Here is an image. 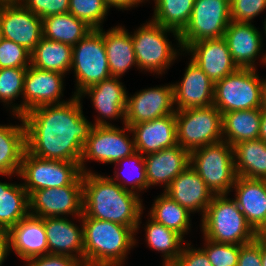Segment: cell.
<instances>
[{"label":"cell","mask_w":266,"mask_h":266,"mask_svg":"<svg viewBox=\"0 0 266 266\" xmlns=\"http://www.w3.org/2000/svg\"><path fill=\"white\" fill-rule=\"evenodd\" d=\"M80 96L61 104L36 107L22 118L26 150L43 159L80 162L93 124L82 114Z\"/></svg>","instance_id":"cell-1"},{"label":"cell","mask_w":266,"mask_h":266,"mask_svg":"<svg viewBox=\"0 0 266 266\" xmlns=\"http://www.w3.org/2000/svg\"><path fill=\"white\" fill-rule=\"evenodd\" d=\"M137 192L90 171L83 173V215L138 229L142 204Z\"/></svg>","instance_id":"cell-2"},{"label":"cell","mask_w":266,"mask_h":266,"mask_svg":"<svg viewBox=\"0 0 266 266\" xmlns=\"http://www.w3.org/2000/svg\"><path fill=\"white\" fill-rule=\"evenodd\" d=\"M85 266H121L135 245L134 232L125 225L95 218H81Z\"/></svg>","instance_id":"cell-3"},{"label":"cell","mask_w":266,"mask_h":266,"mask_svg":"<svg viewBox=\"0 0 266 266\" xmlns=\"http://www.w3.org/2000/svg\"><path fill=\"white\" fill-rule=\"evenodd\" d=\"M205 239L218 243L244 245L259 235L248 224L235 200L226 194L214 195L202 219Z\"/></svg>","instance_id":"cell-4"},{"label":"cell","mask_w":266,"mask_h":266,"mask_svg":"<svg viewBox=\"0 0 266 266\" xmlns=\"http://www.w3.org/2000/svg\"><path fill=\"white\" fill-rule=\"evenodd\" d=\"M190 166L214 195H227L238 177L233 147L223 140L191 151Z\"/></svg>","instance_id":"cell-5"},{"label":"cell","mask_w":266,"mask_h":266,"mask_svg":"<svg viewBox=\"0 0 266 266\" xmlns=\"http://www.w3.org/2000/svg\"><path fill=\"white\" fill-rule=\"evenodd\" d=\"M262 81V82H261ZM254 68H238L214 83L213 105L222 113L263 108V80Z\"/></svg>","instance_id":"cell-6"},{"label":"cell","mask_w":266,"mask_h":266,"mask_svg":"<svg viewBox=\"0 0 266 266\" xmlns=\"http://www.w3.org/2000/svg\"><path fill=\"white\" fill-rule=\"evenodd\" d=\"M19 176L27 182L23 187L30 196L34 191L66 185H83L80 162L49 160L25 150Z\"/></svg>","instance_id":"cell-7"},{"label":"cell","mask_w":266,"mask_h":266,"mask_svg":"<svg viewBox=\"0 0 266 266\" xmlns=\"http://www.w3.org/2000/svg\"><path fill=\"white\" fill-rule=\"evenodd\" d=\"M177 143L189 152L225 140L222 113L214 106L175 112Z\"/></svg>","instance_id":"cell-8"},{"label":"cell","mask_w":266,"mask_h":266,"mask_svg":"<svg viewBox=\"0 0 266 266\" xmlns=\"http://www.w3.org/2000/svg\"><path fill=\"white\" fill-rule=\"evenodd\" d=\"M77 80V93L111 76L103 40V30L93 29L72 50V64Z\"/></svg>","instance_id":"cell-9"},{"label":"cell","mask_w":266,"mask_h":266,"mask_svg":"<svg viewBox=\"0 0 266 266\" xmlns=\"http://www.w3.org/2000/svg\"><path fill=\"white\" fill-rule=\"evenodd\" d=\"M230 22V0H195L190 21L179 34V45L186 50L197 41L224 37Z\"/></svg>","instance_id":"cell-10"},{"label":"cell","mask_w":266,"mask_h":266,"mask_svg":"<svg viewBox=\"0 0 266 266\" xmlns=\"http://www.w3.org/2000/svg\"><path fill=\"white\" fill-rule=\"evenodd\" d=\"M126 128L120 129L112 126L98 118L93 126L89 138L84 143L80 168L85 173L84 160L91 159L103 163H119V160L126 158L136 152L134 138L130 141L125 135V130L131 128L124 124Z\"/></svg>","instance_id":"cell-11"},{"label":"cell","mask_w":266,"mask_h":266,"mask_svg":"<svg viewBox=\"0 0 266 266\" xmlns=\"http://www.w3.org/2000/svg\"><path fill=\"white\" fill-rule=\"evenodd\" d=\"M173 32L179 42V33L151 20L132 35L137 66L157 73L163 72L175 60L177 52L168 42L166 33Z\"/></svg>","instance_id":"cell-12"},{"label":"cell","mask_w":266,"mask_h":266,"mask_svg":"<svg viewBox=\"0 0 266 266\" xmlns=\"http://www.w3.org/2000/svg\"><path fill=\"white\" fill-rule=\"evenodd\" d=\"M63 77L64 74L30 65L24 77V101L21 105L14 106L12 112L16 116H23L39 106L64 103L59 102L63 90Z\"/></svg>","instance_id":"cell-13"},{"label":"cell","mask_w":266,"mask_h":266,"mask_svg":"<svg viewBox=\"0 0 266 266\" xmlns=\"http://www.w3.org/2000/svg\"><path fill=\"white\" fill-rule=\"evenodd\" d=\"M0 24L5 39L32 52L43 37L42 19L18 3L0 4Z\"/></svg>","instance_id":"cell-14"},{"label":"cell","mask_w":266,"mask_h":266,"mask_svg":"<svg viewBox=\"0 0 266 266\" xmlns=\"http://www.w3.org/2000/svg\"><path fill=\"white\" fill-rule=\"evenodd\" d=\"M29 215L45 218L63 214L83 215V185H66L34 191L29 196Z\"/></svg>","instance_id":"cell-15"},{"label":"cell","mask_w":266,"mask_h":266,"mask_svg":"<svg viewBox=\"0 0 266 266\" xmlns=\"http://www.w3.org/2000/svg\"><path fill=\"white\" fill-rule=\"evenodd\" d=\"M173 85L145 89L129 98L127 96L125 124L148 122L174 114Z\"/></svg>","instance_id":"cell-16"},{"label":"cell","mask_w":266,"mask_h":266,"mask_svg":"<svg viewBox=\"0 0 266 266\" xmlns=\"http://www.w3.org/2000/svg\"><path fill=\"white\" fill-rule=\"evenodd\" d=\"M192 52V61L213 83L234 73L238 66L233 62L224 37L197 41L186 51Z\"/></svg>","instance_id":"cell-17"},{"label":"cell","mask_w":266,"mask_h":266,"mask_svg":"<svg viewBox=\"0 0 266 266\" xmlns=\"http://www.w3.org/2000/svg\"><path fill=\"white\" fill-rule=\"evenodd\" d=\"M173 95L176 111L208 107L213 105L214 83L191 60L182 82L173 85Z\"/></svg>","instance_id":"cell-18"},{"label":"cell","mask_w":266,"mask_h":266,"mask_svg":"<svg viewBox=\"0 0 266 266\" xmlns=\"http://www.w3.org/2000/svg\"><path fill=\"white\" fill-rule=\"evenodd\" d=\"M232 188L248 224L261 236L266 231V180L238 176Z\"/></svg>","instance_id":"cell-19"},{"label":"cell","mask_w":266,"mask_h":266,"mask_svg":"<svg viewBox=\"0 0 266 266\" xmlns=\"http://www.w3.org/2000/svg\"><path fill=\"white\" fill-rule=\"evenodd\" d=\"M164 190L166 195L189 212L202 210V216L214 197L212 191L190 165Z\"/></svg>","instance_id":"cell-20"},{"label":"cell","mask_w":266,"mask_h":266,"mask_svg":"<svg viewBox=\"0 0 266 266\" xmlns=\"http://www.w3.org/2000/svg\"><path fill=\"white\" fill-rule=\"evenodd\" d=\"M126 125L134 133L136 151L142 155L158 152L177 144L175 113L148 122Z\"/></svg>","instance_id":"cell-21"},{"label":"cell","mask_w":266,"mask_h":266,"mask_svg":"<svg viewBox=\"0 0 266 266\" xmlns=\"http://www.w3.org/2000/svg\"><path fill=\"white\" fill-rule=\"evenodd\" d=\"M7 232L9 249L25 261L49 254L44 218L28 215Z\"/></svg>","instance_id":"cell-22"},{"label":"cell","mask_w":266,"mask_h":266,"mask_svg":"<svg viewBox=\"0 0 266 266\" xmlns=\"http://www.w3.org/2000/svg\"><path fill=\"white\" fill-rule=\"evenodd\" d=\"M148 187L165 183V189L170 183L190 165V152L178 143L158 152L144 156Z\"/></svg>","instance_id":"cell-23"},{"label":"cell","mask_w":266,"mask_h":266,"mask_svg":"<svg viewBox=\"0 0 266 266\" xmlns=\"http://www.w3.org/2000/svg\"><path fill=\"white\" fill-rule=\"evenodd\" d=\"M44 227L47 235L48 252L77 258L84 262V234L82 229L66 218L45 217ZM76 252L78 255L71 254Z\"/></svg>","instance_id":"cell-24"},{"label":"cell","mask_w":266,"mask_h":266,"mask_svg":"<svg viewBox=\"0 0 266 266\" xmlns=\"http://www.w3.org/2000/svg\"><path fill=\"white\" fill-rule=\"evenodd\" d=\"M233 62L238 68H253L261 49V34L250 23L231 21L224 33ZM253 62V63H252Z\"/></svg>","instance_id":"cell-25"},{"label":"cell","mask_w":266,"mask_h":266,"mask_svg":"<svg viewBox=\"0 0 266 266\" xmlns=\"http://www.w3.org/2000/svg\"><path fill=\"white\" fill-rule=\"evenodd\" d=\"M83 94L91 96L93 106L102 115L100 118L122 117L125 121L127 94L118 77L110 76L96 85L84 90Z\"/></svg>","instance_id":"cell-26"},{"label":"cell","mask_w":266,"mask_h":266,"mask_svg":"<svg viewBox=\"0 0 266 266\" xmlns=\"http://www.w3.org/2000/svg\"><path fill=\"white\" fill-rule=\"evenodd\" d=\"M107 60L111 76L120 77L129 67L136 64L133 38L122 27L103 32Z\"/></svg>","instance_id":"cell-27"},{"label":"cell","mask_w":266,"mask_h":266,"mask_svg":"<svg viewBox=\"0 0 266 266\" xmlns=\"http://www.w3.org/2000/svg\"><path fill=\"white\" fill-rule=\"evenodd\" d=\"M21 126L0 125V174H19L22 157L26 150V129L22 116Z\"/></svg>","instance_id":"cell-28"},{"label":"cell","mask_w":266,"mask_h":266,"mask_svg":"<svg viewBox=\"0 0 266 266\" xmlns=\"http://www.w3.org/2000/svg\"><path fill=\"white\" fill-rule=\"evenodd\" d=\"M262 109L236 110L222 115L223 136L232 147L242 141L259 139ZM228 138V139H227Z\"/></svg>","instance_id":"cell-29"},{"label":"cell","mask_w":266,"mask_h":266,"mask_svg":"<svg viewBox=\"0 0 266 266\" xmlns=\"http://www.w3.org/2000/svg\"><path fill=\"white\" fill-rule=\"evenodd\" d=\"M233 150L238 176L266 180V142L261 139L242 141L235 144Z\"/></svg>","instance_id":"cell-30"},{"label":"cell","mask_w":266,"mask_h":266,"mask_svg":"<svg viewBox=\"0 0 266 266\" xmlns=\"http://www.w3.org/2000/svg\"><path fill=\"white\" fill-rule=\"evenodd\" d=\"M73 47L59 41L42 37L31 52V66L47 71L65 74L72 64Z\"/></svg>","instance_id":"cell-31"},{"label":"cell","mask_w":266,"mask_h":266,"mask_svg":"<svg viewBox=\"0 0 266 266\" xmlns=\"http://www.w3.org/2000/svg\"><path fill=\"white\" fill-rule=\"evenodd\" d=\"M42 26L43 37L72 47L93 30L71 13L47 16L42 19Z\"/></svg>","instance_id":"cell-32"},{"label":"cell","mask_w":266,"mask_h":266,"mask_svg":"<svg viewBox=\"0 0 266 266\" xmlns=\"http://www.w3.org/2000/svg\"><path fill=\"white\" fill-rule=\"evenodd\" d=\"M29 195L22 185L0 182V229L8 231L29 215Z\"/></svg>","instance_id":"cell-33"},{"label":"cell","mask_w":266,"mask_h":266,"mask_svg":"<svg viewBox=\"0 0 266 266\" xmlns=\"http://www.w3.org/2000/svg\"><path fill=\"white\" fill-rule=\"evenodd\" d=\"M153 205L150 211L151 219L183 237L189 230L190 212L165 193L160 195Z\"/></svg>","instance_id":"cell-34"},{"label":"cell","mask_w":266,"mask_h":266,"mask_svg":"<svg viewBox=\"0 0 266 266\" xmlns=\"http://www.w3.org/2000/svg\"><path fill=\"white\" fill-rule=\"evenodd\" d=\"M195 0H155L153 22L177 31L188 25Z\"/></svg>","instance_id":"cell-35"},{"label":"cell","mask_w":266,"mask_h":266,"mask_svg":"<svg viewBox=\"0 0 266 266\" xmlns=\"http://www.w3.org/2000/svg\"><path fill=\"white\" fill-rule=\"evenodd\" d=\"M146 239L151 248L162 251L164 264L175 263L179 258L183 237L177 232L151 219L146 227Z\"/></svg>","instance_id":"cell-36"},{"label":"cell","mask_w":266,"mask_h":266,"mask_svg":"<svg viewBox=\"0 0 266 266\" xmlns=\"http://www.w3.org/2000/svg\"><path fill=\"white\" fill-rule=\"evenodd\" d=\"M109 7L105 0H69V10L92 29H100Z\"/></svg>","instance_id":"cell-37"},{"label":"cell","mask_w":266,"mask_h":266,"mask_svg":"<svg viewBox=\"0 0 266 266\" xmlns=\"http://www.w3.org/2000/svg\"><path fill=\"white\" fill-rule=\"evenodd\" d=\"M26 71L27 68L0 69V100L8 103L18 97V95H23Z\"/></svg>","instance_id":"cell-38"},{"label":"cell","mask_w":266,"mask_h":266,"mask_svg":"<svg viewBox=\"0 0 266 266\" xmlns=\"http://www.w3.org/2000/svg\"><path fill=\"white\" fill-rule=\"evenodd\" d=\"M29 62L31 52L25 47L5 38L0 42V69L28 68Z\"/></svg>","instance_id":"cell-39"},{"label":"cell","mask_w":266,"mask_h":266,"mask_svg":"<svg viewBox=\"0 0 266 266\" xmlns=\"http://www.w3.org/2000/svg\"><path fill=\"white\" fill-rule=\"evenodd\" d=\"M205 240L207 246L202 250L213 266H238L240 245Z\"/></svg>","instance_id":"cell-40"},{"label":"cell","mask_w":266,"mask_h":266,"mask_svg":"<svg viewBox=\"0 0 266 266\" xmlns=\"http://www.w3.org/2000/svg\"><path fill=\"white\" fill-rule=\"evenodd\" d=\"M266 8V0H230L231 21L250 23Z\"/></svg>","instance_id":"cell-41"},{"label":"cell","mask_w":266,"mask_h":266,"mask_svg":"<svg viewBox=\"0 0 266 266\" xmlns=\"http://www.w3.org/2000/svg\"><path fill=\"white\" fill-rule=\"evenodd\" d=\"M22 2L24 7L41 19L50 15L65 14L69 10V0H23Z\"/></svg>","instance_id":"cell-42"},{"label":"cell","mask_w":266,"mask_h":266,"mask_svg":"<svg viewBox=\"0 0 266 266\" xmlns=\"http://www.w3.org/2000/svg\"><path fill=\"white\" fill-rule=\"evenodd\" d=\"M238 266H261V236L250 243L240 245Z\"/></svg>","instance_id":"cell-43"},{"label":"cell","mask_w":266,"mask_h":266,"mask_svg":"<svg viewBox=\"0 0 266 266\" xmlns=\"http://www.w3.org/2000/svg\"><path fill=\"white\" fill-rule=\"evenodd\" d=\"M27 263L28 266H85L84 262L79 258L56 254L34 257L29 259Z\"/></svg>","instance_id":"cell-44"},{"label":"cell","mask_w":266,"mask_h":266,"mask_svg":"<svg viewBox=\"0 0 266 266\" xmlns=\"http://www.w3.org/2000/svg\"><path fill=\"white\" fill-rule=\"evenodd\" d=\"M175 264L177 266H213L202 249L196 250L190 247L182 248Z\"/></svg>","instance_id":"cell-45"},{"label":"cell","mask_w":266,"mask_h":266,"mask_svg":"<svg viewBox=\"0 0 266 266\" xmlns=\"http://www.w3.org/2000/svg\"><path fill=\"white\" fill-rule=\"evenodd\" d=\"M120 161H125V162H128V161H134V163L136 162L137 163V165L138 164H140V165H138V167L140 168L139 169V171H138V174H137V176L135 175V177H133V178H128V177H126V175H124L126 178V180H127V183H128V181H129V183H131V188L129 189L130 191H132L134 188L135 189H140V191L142 190V189H146V188H148V181H147V177H146V168H145V161H144V156L142 155V154H140L139 152H135V153H133L132 155H130V156H128V157H126V158H123V159H121V160H119V162ZM125 174V173H124ZM131 175V174H130ZM123 176V177H124ZM128 176H129V174H128ZM131 179V180H130ZM134 184V185H133ZM137 187V188H136Z\"/></svg>","instance_id":"cell-46"},{"label":"cell","mask_w":266,"mask_h":266,"mask_svg":"<svg viewBox=\"0 0 266 266\" xmlns=\"http://www.w3.org/2000/svg\"><path fill=\"white\" fill-rule=\"evenodd\" d=\"M9 237L6 230L0 229V266L7 257L9 251Z\"/></svg>","instance_id":"cell-47"},{"label":"cell","mask_w":266,"mask_h":266,"mask_svg":"<svg viewBox=\"0 0 266 266\" xmlns=\"http://www.w3.org/2000/svg\"><path fill=\"white\" fill-rule=\"evenodd\" d=\"M143 0H105L106 4L110 8V6H115L119 9H127L128 7H134L133 5H138V3Z\"/></svg>","instance_id":"cell-48"},{"label":"cell","mask_w":266,"mask_h":266,"mask_svg":"<svg viewBox=\"0 0 266 266\" xmlns=\"http://www.w3.org/2000/svg\"><path fill=\"white\" fill-rule=\"evenodd\" d=\"M259 139L266 142V108H264V107L262 108Z\"/></svg>","instance_id":"cell-49"},{"label":"cell","mask_w":266,"mask_h":266,"mask_svg":"<svg viewBox=\"0 0 266 266\" xmlns=\"http://www.w3.org/2000/svg\"><path fill=\"white\" fill-rule=\"evenodd\" d=\"M261 266H266V241L261 237Z\"/></svg>","instance_id":"cell-50"},{"label":"cell","mask_w":266,"mask_h":266,"mask_svg":"<svg viewBox=\"0 0 266 266\" xmlns=\"http://www.w3.org/2000/svg\"><path fill=\"white\" fill-rule=\"evenodd\" d=\"M263 107L266 108V80L263 81Z\"/></svg>","instance_id":"cell-51"},{"label":"cell","mask_w":266,"mask_h":266,"mask_svg":"<svg viewBox=\"0 0 266 266\" xmlns=\"http://www.w3.org/2000/svg\"><path fill=\"white\" fill-rule=\"evenodd\" d=\"M21 0H0V4L18 3Z\"/></svg>","instance_id":"cell-52"},{"label":"cell","mask_w":266,"mask_h":266,"mask_svg":"<svg viewBox=\"0 0 266 266\" xmlns=\"http://www.w3.org/2000/svg\"><path fill=\"white\" fill-rule=\"evenodd\" d=\"M4 39L3 32H2V27L0 24V42Z\"/></svg>","instance_id":"cell-53"},{"label":"cell","mask_w":266,"mask_h":266,"mask_svg":"<svg viewBox=\"0 0 266 266\" xmlns=\"http://www.w3.org/2000/svg\"><path fill=\"white\" fill-rule=\"evenodd\" d=\"M265 20H266V19H265ZM264 25H265V34H266V21H265V24H264ZM262 60H263V62L266 63V54L263 56V59H262Z\"/></svg>","instance_id":"cell-54"},{"label":"cell","mask_w":266,"mask_h":266,"mask_svg":"<svg viewBox=\"0 0 266 266\" xmlns=\"http://www.w3.org/2000/svg\"><path fill=\"white\" fill-rule=\"evenodd\" d=\"M261 237L266 241V231L261 235Z\"/></svg>","instance_id":"cell-55"},{"label":"cell","mask_w":266,"mask_h":266,"mask_svg":"<svg viewBox=\"0 0 266 266\" xmlns=\"http://www.w3.org/2000/svg\"><path fill=\"white\" fill-rule=\"evenodd\" d=\"M163 266H177L175 263H171V264H164Z\"/></svg>","instance_id":"cell-56"}]
</instances>
